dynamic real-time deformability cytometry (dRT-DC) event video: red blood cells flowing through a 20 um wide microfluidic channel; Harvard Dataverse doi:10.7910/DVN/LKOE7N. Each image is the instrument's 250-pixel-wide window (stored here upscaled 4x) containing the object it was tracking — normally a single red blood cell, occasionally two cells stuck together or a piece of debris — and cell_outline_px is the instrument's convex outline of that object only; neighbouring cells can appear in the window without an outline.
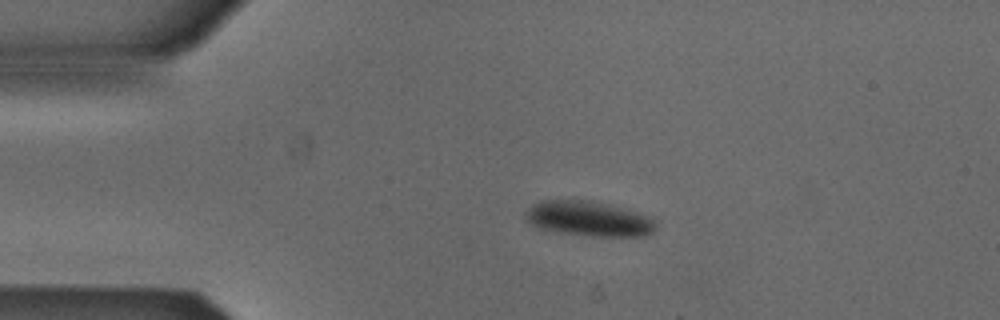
{"species": "Egyptian fruit bat (a non-hibernating species)", "species_latin": "Rousettus aegyptiacus", "temperature_condition": "cold", "stored_images_in_passage": 4, "camera_frame_rate_fps": 3000, "um_per_image_px": 0.085, "animal": {"sex": "male"}, "frame": {"image": 1, "passage_image": 2, "time_ms": 0.333, "image_size_px": [1000, 320], "cell_outline_px": [[656, 228], [652, 232], [644, 236], [592, 236], [560, 232], [536, 228], [524, 220], [524, 212], [532, 204], [544, 200], [580, 200], [620, 208], [652, 216], [656, 224]], "centroid_in_image_um": [49.98, 18.61], "position_along_channel_um": 35.0, "area_um2": 26.36}}